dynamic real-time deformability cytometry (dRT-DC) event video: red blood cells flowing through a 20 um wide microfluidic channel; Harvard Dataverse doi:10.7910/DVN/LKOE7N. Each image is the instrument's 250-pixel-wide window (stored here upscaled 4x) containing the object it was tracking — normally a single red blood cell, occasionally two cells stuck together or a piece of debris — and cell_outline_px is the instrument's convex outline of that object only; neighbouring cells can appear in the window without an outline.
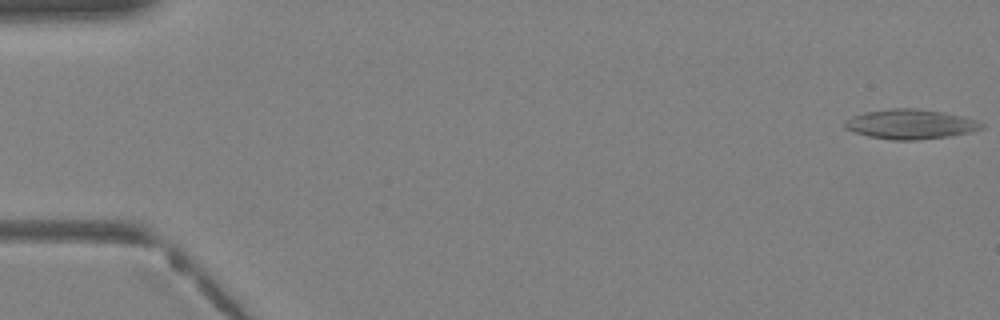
{"species": "Egyptian fruit bat (a non-hibernating species)", "species_latin": "Rousettus aegyptiacus", "temperature_condition": "warm", "stored_images_in_passage": 39, "camera_frame_rate_fps": 3000, "um_per_image_px": 0.085, "animal": {"sex": "female"}, "frame": {"image": 1, "passage_image": 1, "time_ms": 0.0, "image_size_px": [1000, 320], "cell_outline_px": [[984, 128], [972, 132], [948, 136], [916, 140], [892, 140], [868, 136], [844, 128], [844, 120], [852, 116], [864, 112], [892, 108], [916, 108], [944, 112], [964, 116], [976, 120], [984, 124]], "centroid_in_image_um": [77.4, 10.55], "position_along_channel_um": 7.6, "area_um2": 23.81}}
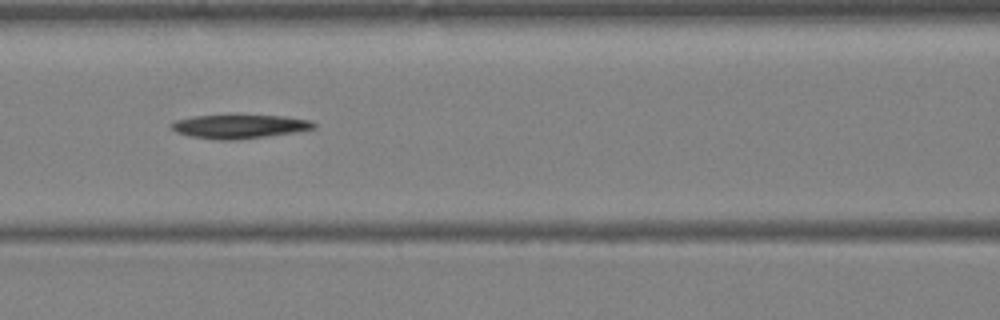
{"frame": {"image": 2, "passage_image": 18, "time_ms": 5.667, "image_size_px": [1000, 320], "cell_outline_px": [[316, 128], [300, 132], [232, 140], [216, 140], [192, 136], [176, 132], [168, 124], [172, 120], [192, 116], [284, 116], [312, 120], [316, 124]], "centroid_in_image_um": [20.36, 10.75], "position_along_channel_um": 146.2, "area_um2": 19.77}}
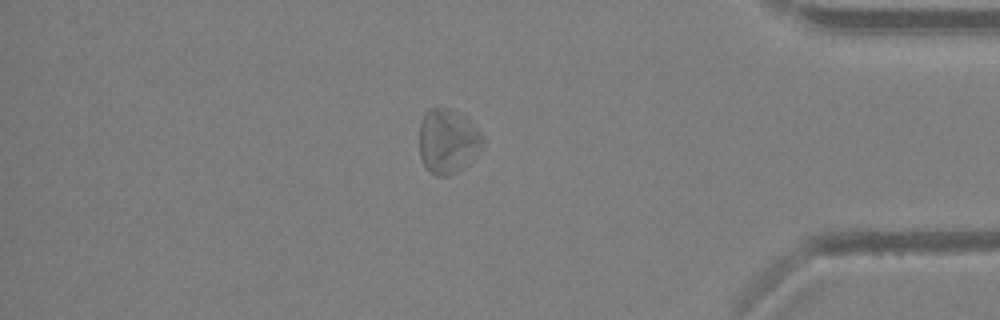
{"frame": {"image": 3, "passage_image": 34, "time_ms": 11.0, "image_size_px": [1000, 320], "cell_outline_px": [[484, 144], [464, 168], [448, 176], [436, 176], [428, 172], [420, 156], [420, 120], [424, 112], [428, 108], [448, 108], [464, 116], [484, 136]], "centroid_in_image_um": [38.04, 12.01], "position_along_channel_um": 397.2, "area_um2": 23.93}}